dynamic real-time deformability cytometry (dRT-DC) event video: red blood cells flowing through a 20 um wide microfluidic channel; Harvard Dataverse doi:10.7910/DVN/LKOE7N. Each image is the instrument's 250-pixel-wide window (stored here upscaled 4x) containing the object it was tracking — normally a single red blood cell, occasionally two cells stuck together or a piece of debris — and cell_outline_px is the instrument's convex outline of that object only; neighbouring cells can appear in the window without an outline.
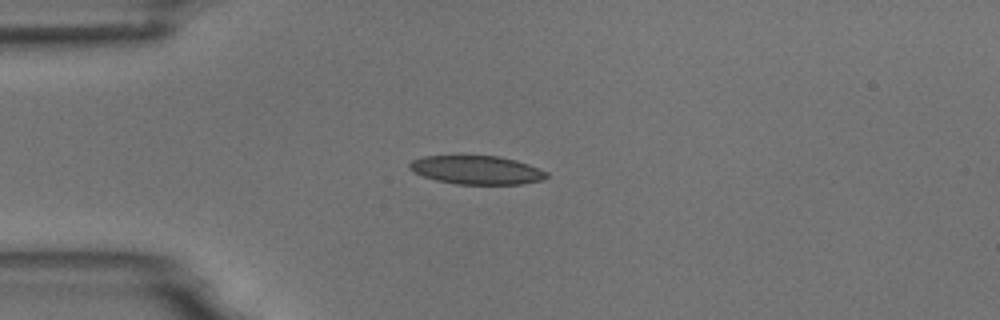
{"species": "common noctule bat (a hibernating species)", "species_latin": "Nyctalus noctula", "temperature_condition": "room temperature", "stored_images_in_passage": 2, "camera_frame_rate_fps": 3000, "um_per_image_px": 0.085, "animal": {"sex": "male", "body_mass_g": 18.8}, "frame": {"image": 1, "passage_image": 1, "time_ms": 0.0, "image_size_px": [1000, 320], "cell_outline_px": [[548, 176], [540, 180], [520, 184], [456, 184], [436, 180], [412, 172], [408, 168], [408, 164], [412, 160], [424, 156], [500, 156], [516, 160], [528, 164], [548, 172]], "centroid_in_image_um": [40.49, 14.45], "position_along_channel_um": 44.5, "area_um2": 22.77}}
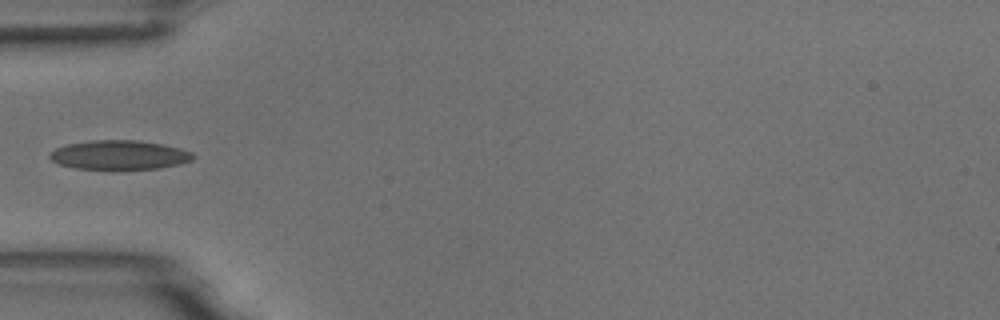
{"frame": {"image": 2, "passage_image": 2, "time_ms": 1.333, "image_size_px": [1000, 320], "cell_outline_px": [[196, 156], [192, 160], [180, 164], [160, 168], [76, 168], [60, 164], [52, 160], [48, 156], [56, 148], [68, 144], [92, 140], [136, 140], [160, 144], [180, 148], [192, 152]], "centroid_in_image_um": [10.18, 13.16], "position_along_channel_um": 74.8, "area_um2": 23.93}}